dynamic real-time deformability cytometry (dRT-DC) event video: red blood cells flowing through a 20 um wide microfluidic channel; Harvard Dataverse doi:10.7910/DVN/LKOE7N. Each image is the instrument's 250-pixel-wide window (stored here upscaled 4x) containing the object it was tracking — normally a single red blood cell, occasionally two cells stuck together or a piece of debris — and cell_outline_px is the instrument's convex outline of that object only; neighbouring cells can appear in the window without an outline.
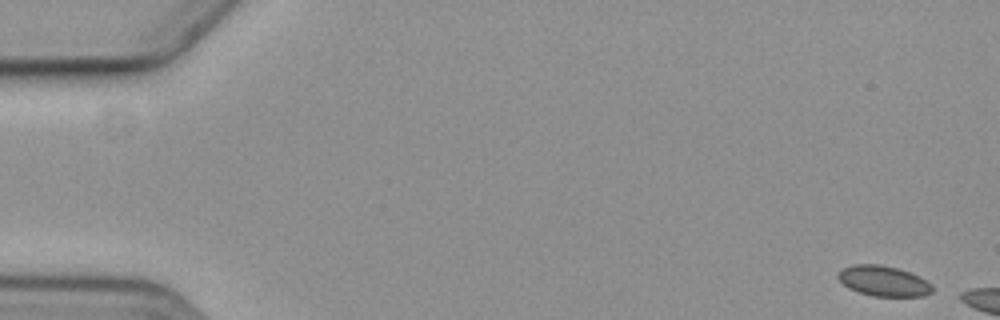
{"species": "common noctule bat (a hibernating species)", "species_latin": "Nyctalus noctula", "temperature_condition": "cold", "stored_images_in_passage": 10, "camera_frame_rate_fps": 3000, "um_per_image_px": 0.085, "animal": {"sex": "female", "body_mass_g": 19.3, "forearm_length_mm": 54.1}, "frame": {"image": 1, "passage_image": 1, "time_ms": 0.0, "image_size_px": [1000, 320], "cell_outline_px": [[932, 292], [924, 296], [872, 296], [848, 288], [836, 276], [836, 272], [852, 264], [880, 264], [896, 268], [920, 276], [932, 284]], "centroid_in_image_um": [75.09, 23.88], "position_along_channel_um": 9.9, "area_um2": 16.7}}